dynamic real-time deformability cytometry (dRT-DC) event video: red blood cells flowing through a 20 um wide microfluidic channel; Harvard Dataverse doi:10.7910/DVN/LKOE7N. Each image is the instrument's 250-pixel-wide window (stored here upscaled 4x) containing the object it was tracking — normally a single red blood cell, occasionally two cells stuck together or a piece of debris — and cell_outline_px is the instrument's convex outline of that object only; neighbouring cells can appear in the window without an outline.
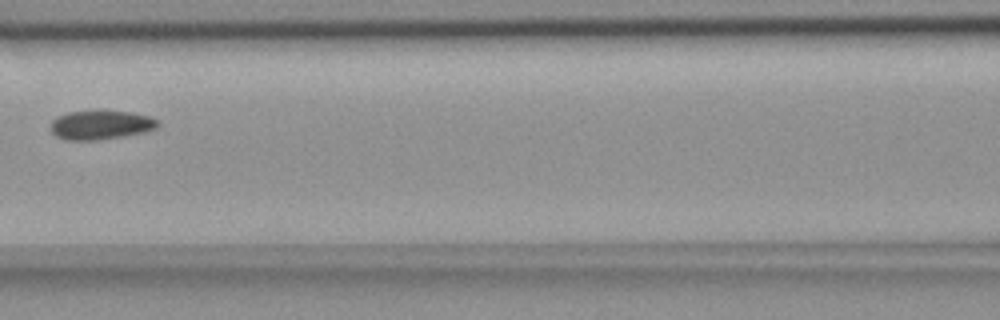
{"species": "common noctule bat (a hibernating species)", "species_latin": "Nyctalus noctula", "temperature_condition": "room temperature", "stored_images_in_passage": 8, "camera_frame_rate_fps": 3000, "um_per_image_px": 0.085, "animal": {"sex": "female", "body_mass_g": 18.4}, "frame": {"image": 1, "passage_image": 5, "time_ms": 1.333, "image_size_px": [1000, 320], "cell_outline_px": [[160, 124], [156, 128], [144, 132], [124, 136], [96, 140], [64, 140], [56, 136], [52, 132], [52, 120], [56, 116], [68, 112], [96, 108], [100, 108], [132, 112], [148, 116], [156, 120]], "centroid_in_image_um": [8.54, 10.57], "position_along_channel_um": 158.1, "area_um2": 18.79}}
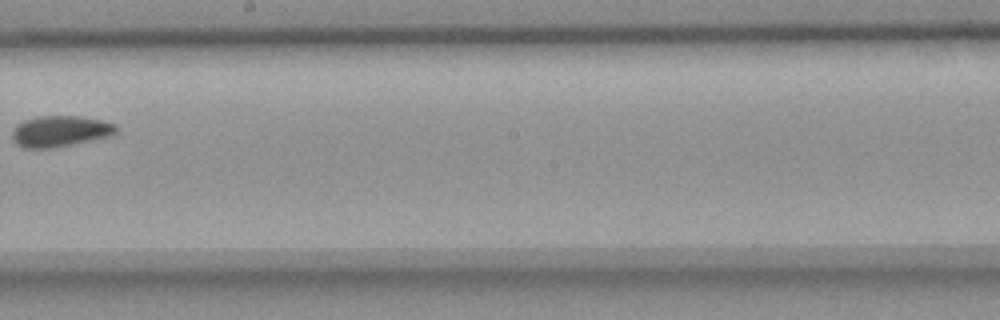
{"frame": {"image": 2, "passage_image": 7, "time_ms": 2.0, "image_size_px": [1000, 320], "cell_outline_px": [[116, 132], [108, 136], [72, 144], [48, 148], [24, 148], [16, 144], [12, 140], [12, 132], [16, 124], [24, 120], [36, 116], [80, 116], [104, 120], [116, 124]], "centroid_in_image_um": [5.07, 11.14], "position_along_channel_um": 243.1, "area_um2": 18.79}}
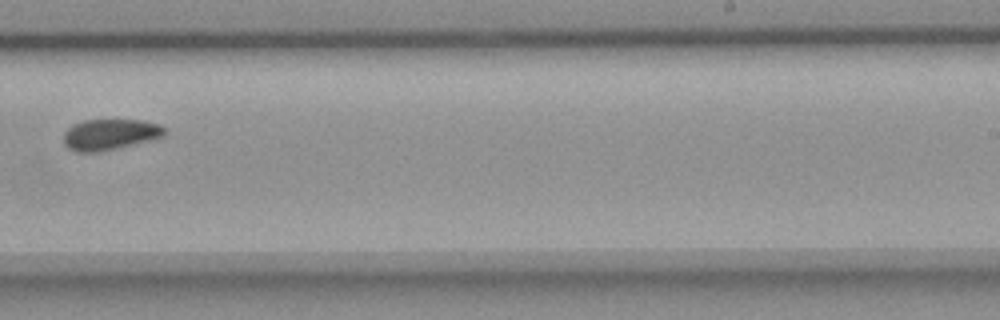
{"frame": {"image": 3, "passage_image": 8, "time_ms": 2.333, "image_size_px": [1000, 320], "cell_outline_px": [[164, 136], [148, 140], [96, 152], [76, 152], [68, 148], [64, 144], [64, 132], [72, 124], [84, 120], [140, 120], [160, 124], [164, 128]], "centroid_in_image_um": [9.29, 11.41], "position_along_channel_um": 279.7, "area_um2": 17.86}}